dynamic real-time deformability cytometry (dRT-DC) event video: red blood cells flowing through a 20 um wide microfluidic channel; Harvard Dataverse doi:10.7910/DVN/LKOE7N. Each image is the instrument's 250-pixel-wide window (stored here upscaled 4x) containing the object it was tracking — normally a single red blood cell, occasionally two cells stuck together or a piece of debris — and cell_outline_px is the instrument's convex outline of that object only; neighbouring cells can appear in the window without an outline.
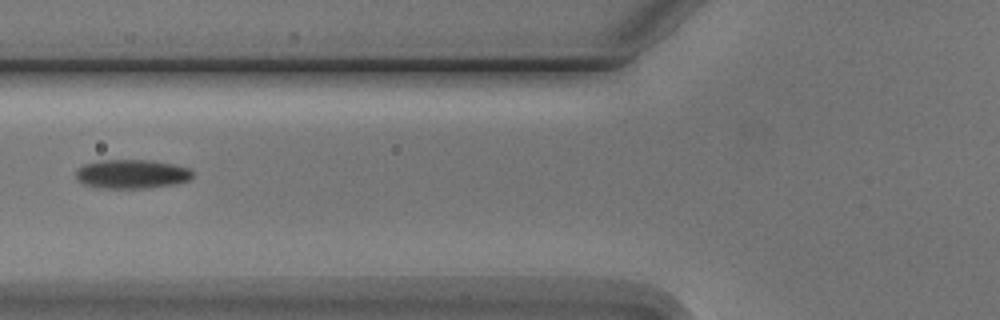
{"species": "Egyptian fruit bat (a non-hibernating species)", "species_latin": "Rousettus aegyptiacus", "temperature_condition": "cold", "stored_images_in_passage": 3, "camera_frame_rate_fps": 3000, "um_per_image_px": 0.085, "animal": {"sex": "male"}, "frame": {"image": 1, "passage_image": 3, "time_ms": 2.333, "image_size_px": [1000, 320], "cell_outline_px": [[192, 176], [188, 180], [176, 184], [148, 188], [104, 188], [84, 184], [76, 176], [76, 168], [84, 164], [100, 160], [148, 160], [172, 164], [188, 168], [192, 172]], "centroid_in_image_um": [11.19, 14.79], "position_along_channel_um": 114.6, "area_um2": 19.59}}